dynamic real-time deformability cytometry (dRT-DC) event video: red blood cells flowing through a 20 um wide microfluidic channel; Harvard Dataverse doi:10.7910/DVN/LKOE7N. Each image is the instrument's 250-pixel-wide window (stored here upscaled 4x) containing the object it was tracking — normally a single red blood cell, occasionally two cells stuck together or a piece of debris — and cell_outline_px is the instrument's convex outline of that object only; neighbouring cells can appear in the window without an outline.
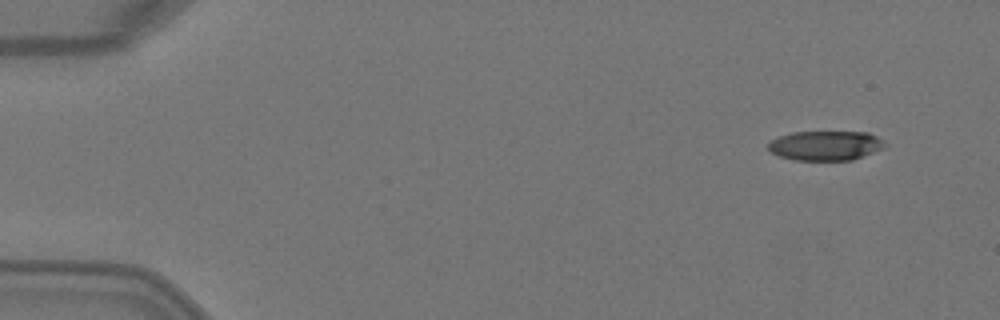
{"species": "Egyptian fruit bat (a non-hibernating species)", "species_latin": "Rousettus aegyptiacus", "temperature_condition": "warm", "stored_images_in_passage": 5, "camera_frame_rate_fps": 3000, "um_per_image_px": 0.085, "animal": {"sex": "female"}, "frame": {"image": 1, "passage_image": 1, "time_ms": 0.0, "image_size_px": [1000, 320], "cell_outline_px": [[888, 144], [884, 148], [852, 160], [792, 160], [780, 156], [772, 152], [768, 148], [768, 144], [772, 140], [780, 136], [792, 132], [868, 132], [876, 136]], "centroid_in_image_um": [70.19, 12.37], "position_along_channel_um": 14.8, "area_um2": 20.06}}
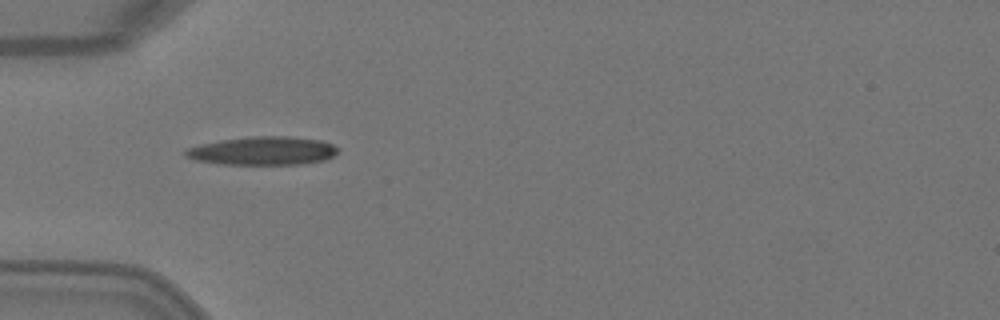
{"frame": {"image": 2, "passage_image": 4, "time_ms": 1.0, "image_size_px": [1000, 320], "cell_outline_px": [[340, 148], [332, 156], [324, 160], [300, 164], [220, 164], [192, 160], [184, 156], [184, 148], [200, 144], [220, 140], [252, 136], [288, 136], [320, 140], [332, 144]], "centroid_in_image_um": [22.27, 12.82], "position_along_channel_um": 62.7, "area_um2": 25.37}}